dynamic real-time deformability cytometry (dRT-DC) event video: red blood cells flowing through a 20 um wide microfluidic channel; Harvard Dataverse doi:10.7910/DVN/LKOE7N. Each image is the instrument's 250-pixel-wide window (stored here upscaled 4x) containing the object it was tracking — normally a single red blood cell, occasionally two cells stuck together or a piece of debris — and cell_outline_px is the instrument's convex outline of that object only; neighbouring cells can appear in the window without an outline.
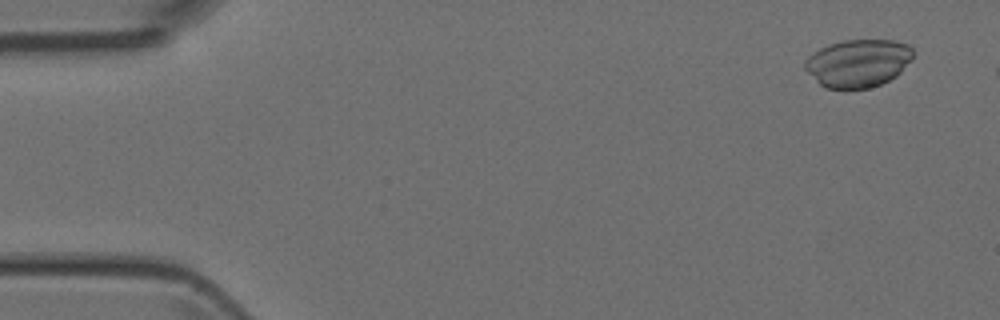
{"species": "Egyptian fruit bat (a non-hibernating species)", "species_latin": "Rousettus aegyptiacus", "temperature_condition": "room temperature", "stored_images_in_passage": 9, "camera_frame_rate_fps": 3000, "um_per_image_px": 0.085, "animal": {"sex": "female"}, "frame": {"image": 1, "passage_image": 3, "time_ms": 0.667, "image_size_px": [1000, 320], "cell_outline_px": [[916, 52], [912, 60], [896, 76], [880, 84], [868, 88], [848, 92], [844, 92], [824, 88], [804, 68], [804, 60], [812, 52], [828, 44], [844, 40], [896, 40], [908, 44]], "centroid_in_image_um": [72.93, 5.39], "position_along_channel_um": 12.1, "area_um2": 31.04}}